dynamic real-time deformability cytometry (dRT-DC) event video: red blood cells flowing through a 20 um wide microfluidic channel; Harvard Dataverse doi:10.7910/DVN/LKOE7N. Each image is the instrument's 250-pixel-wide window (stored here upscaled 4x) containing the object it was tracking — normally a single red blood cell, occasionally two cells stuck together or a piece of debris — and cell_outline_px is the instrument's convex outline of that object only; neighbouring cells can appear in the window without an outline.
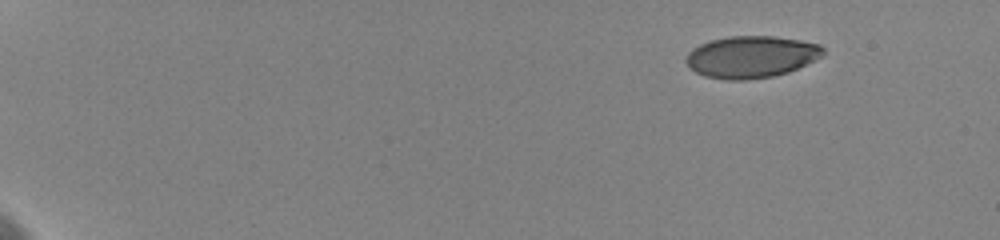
{"species": "human", "species_latin": "Homo sapiens", "temperature_condition": "cold", "stored_images_in_passage": 57, "camera_frame_rate_fps": 3000, "um_per_image_px": 0.085, "donor": {"sex": "female"}, "frame": {"image": 1, "passage_image": 1, "time_ms": 0.0, "image_size_px": [1000, 240], "cell_outline_px": [[824, 56], [788, 72], [772, 76], [748, 80], [724, 80], [704, 76], [688, 68], [684, 60], [688, 52], [692, 48], [700, 44], [712, 40], [732, 36], [772, 36], [800, 40], [820, 44], [824, 48]], "centroid_in_image_um": [63.83, 4.84], "position_along_channel_um": 21.2, "area_um2": 33.7}}
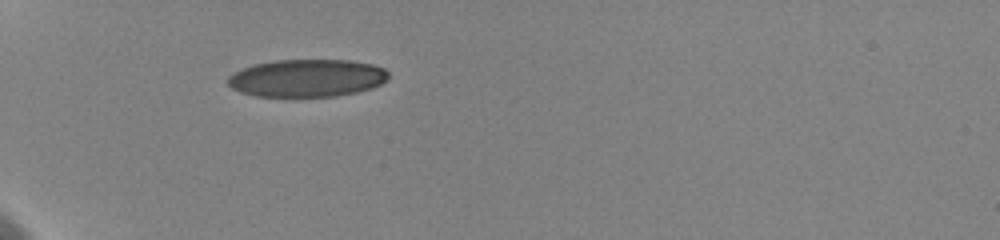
{"frame": {"image": 2, "passage_image": 30, "time_ms": 4.667, "image_size_px": [1000, 240], "cell_outline_px": [[388, 80], [372, 88], [356, 92], [336, 96], [256, 96], [240, 92], [232, 88], [228, 84], [228, 76], [252, 64], [276, 60], [348, 60], [372, 64], [384, 68], [388, 72]], "centroid_in_image_um": [26.11, 6.63], "position_along_channel_um": 58.9, "area_um2": 35.14}}